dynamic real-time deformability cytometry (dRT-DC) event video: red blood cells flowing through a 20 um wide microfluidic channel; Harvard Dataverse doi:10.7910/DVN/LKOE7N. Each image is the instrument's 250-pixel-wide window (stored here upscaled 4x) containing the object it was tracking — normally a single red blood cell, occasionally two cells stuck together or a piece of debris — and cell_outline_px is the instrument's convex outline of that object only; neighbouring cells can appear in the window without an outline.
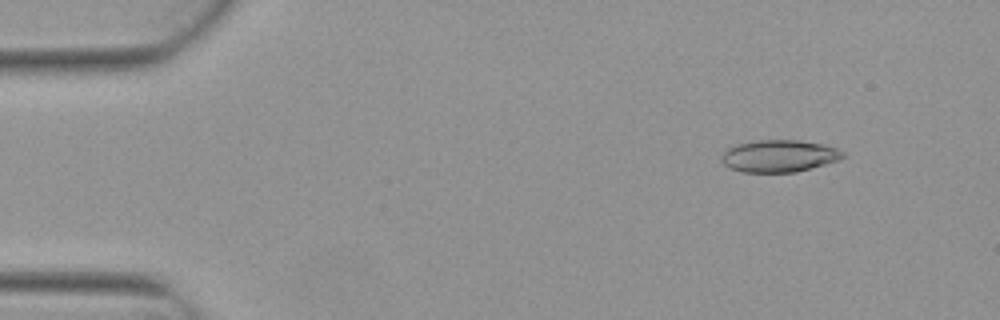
{"species": "Egyptian fruit bat (a non-hibernating species)", "species_latin": "Rousettus aegyptiacus", "temperature_condition": "warm", "stored_images_in_passage": 5, "camera_frame_rate_fps": 3000, "um_per_image_px": 0.085, "animal": {"sex": "female"}, "frame": {"image": 1, "passage_image": 2, "time_ms": 0.333, "image_size_px": [1000, 320], "cell_outline_px": [[844, 156], [840, 160], [796, 172], [740, 172], [728, 168], [720, 160], [720, 156], [728, 148], [740, 144], [760, 140], [800, 140], [824, 144], [836, 148], [844, 152]], "centroid_in_image_um": [66.22, 13.27], "position_along_channel_um": 18.8, "area_um2": 22.77}}
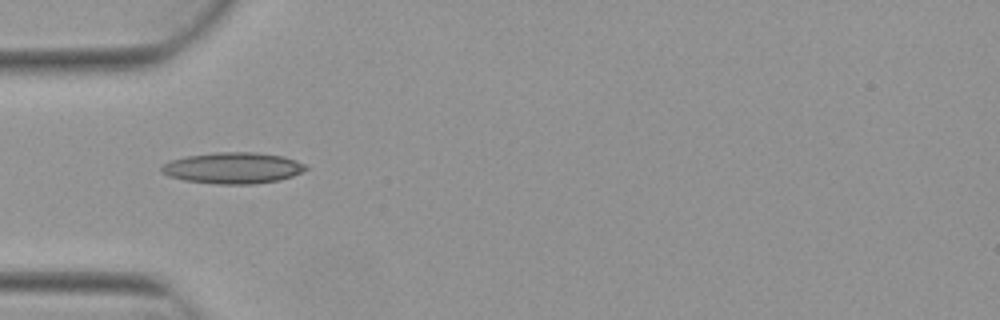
{"frame": {"image": 2, "passage_image": 5, "time_ms": 1.333, "image_size_px": [1000, 320], "cell_outline_px": [[308, 168], [292, 176], [280, 180], [252, 184], [216, 184], [184, 180], [168, 176], [160, 172], [160, 168], [168, 160], [188, 156], [216, 152], [256, 152], [284, 156], [296, 160], [304, 164]], "centroid_in_image_um": [19.78, 14.27], "position_along_channel_um": 65.2, "area_um2": 26.3}}